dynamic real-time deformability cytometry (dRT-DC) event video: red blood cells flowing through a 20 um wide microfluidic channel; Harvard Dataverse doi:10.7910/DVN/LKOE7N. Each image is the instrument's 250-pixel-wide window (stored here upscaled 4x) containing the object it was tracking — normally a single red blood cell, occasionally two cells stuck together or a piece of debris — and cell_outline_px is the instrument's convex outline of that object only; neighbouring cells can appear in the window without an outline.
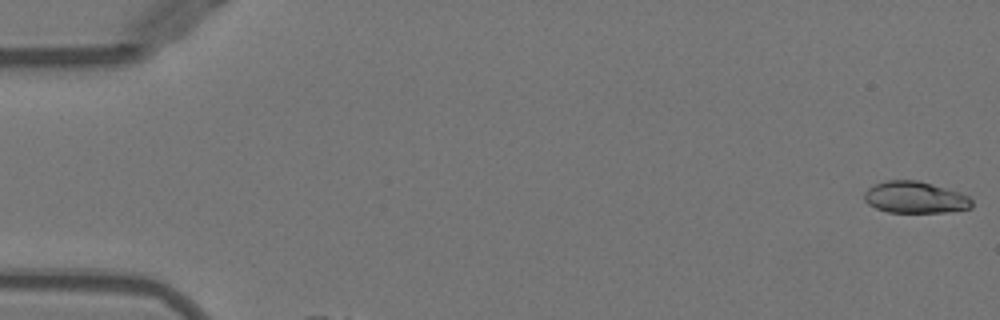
{"species": "Egyptian fruit bat (a non-hibernating species)", "species_latin": "Rousettus aegyptiacus", "temperature_condition": "warm", "stored_images_in_passage": 25, "camera_frame_rate_fps": 3000, "um_per_image_px": 0.085, "animal": {"sex": "female"}, "frame": {"image": 1, "passage_image": 1, "time_ms": 0.0, "image_size_px": [1000, 320], "cell_outline_px": [[972, 208], [944, 212], [888, 212], [876, 208], [868, 204], [864, 200], [864, 192], [868, 188], [876, 184], [888, 180], [916, 180], [932, 184], [960, 192], [968, 196], [972, 200]], "centroid_in_image_um": [77.78, 16.78], "position_along_channel_um": 7.2, "area_um2": 19.77}}
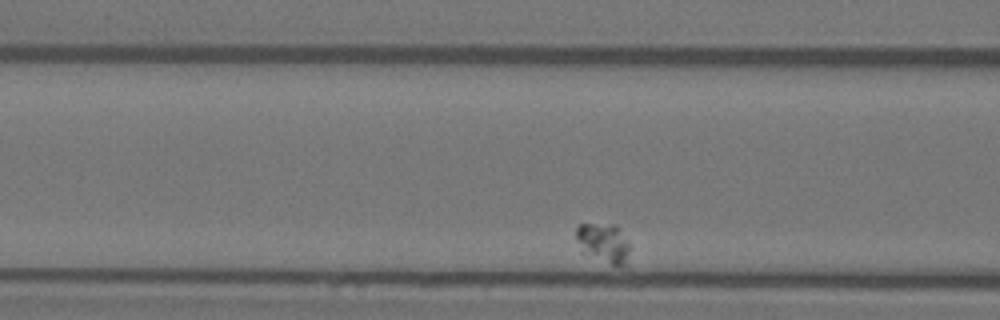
{"frame": {"image": 2, "passage_image": 9, "time_ms": 2.667, "image_size_px": [1000, 320], "cell_outline_px": [[628, 252], [624, 264], [620, 268], [580, 252], [576, 240], [576, 228], [580, 224], [612, 224], [620, 228], [628, 240]], "centroid_in_image_um": [51.26, 20.65], "position_along_channel_um": 115.3, "area_um2": 12.48}}
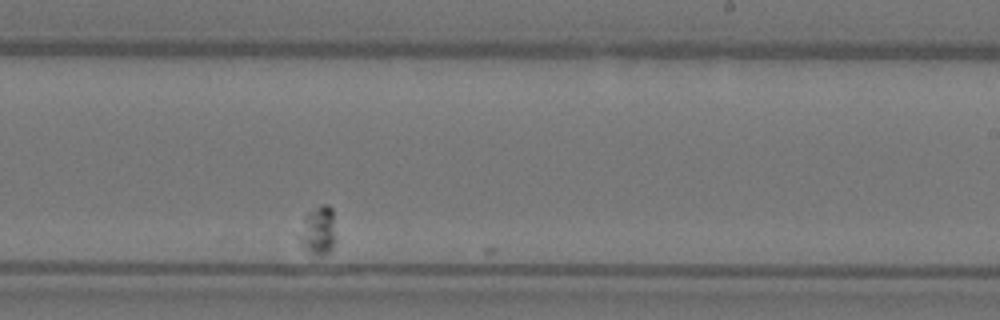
{"frame": {"image": 3, "passage_image": 24, "time_ms": 7.667, "image_size_px": [1000, 320], "cell_outline_px": [[332, 248], [328, 252], [320, 256], [308, 252], [300, 244], [296, 236], [304, 216], [308, 212], [320, 204], [328, 204], [332, 208]], "centroid_in_image_um": [26.93, 19.59], "position_along_channel_um": 262.1, "area_um2": 10.17}}